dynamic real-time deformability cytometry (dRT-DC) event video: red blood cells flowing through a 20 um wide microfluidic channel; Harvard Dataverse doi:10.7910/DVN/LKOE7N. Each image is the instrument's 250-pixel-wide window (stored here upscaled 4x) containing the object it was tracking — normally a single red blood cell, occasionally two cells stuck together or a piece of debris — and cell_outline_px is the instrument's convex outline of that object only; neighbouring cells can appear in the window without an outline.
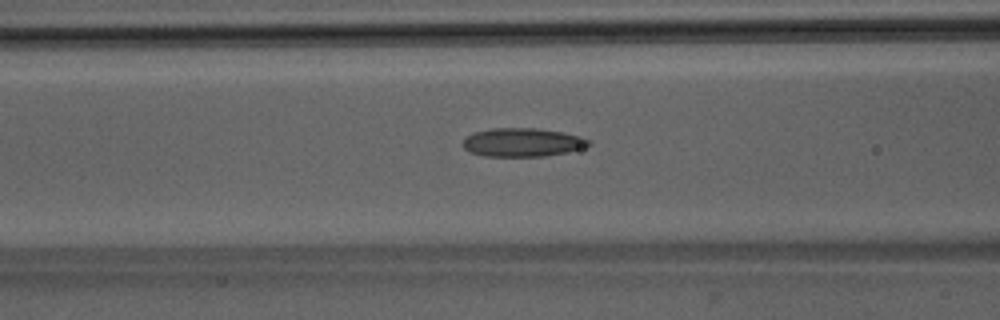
{"species": "Egyptian fruit bat (a non-hibernating species)", "species_latin": "Rousettus aegyptiacus", "temperature_condition": "room temperature", "stored_images_in_passage": 37, "camera_frame_rate_fps": 3000, "um_per_image_px": 0.085, "animal": {"sex": "male"}, "frame": {"image": 1, "passage_image": 7, "time_ms": 2.0, "image_size_px": [1000, 320], "cell_outline_px": [[592, 144], [580, 148], [564, 152], [544, 156], [484, 156], [468, 152], [464, 148], [464, 140], [472, 132], [492, 128], [536, 128], [560, 132], [580, 136], [592, 140]], "centroid_in_image_um": [44.39, 12.09], "position_along_channel_um": 122.2, "area_um2": 20.81}}
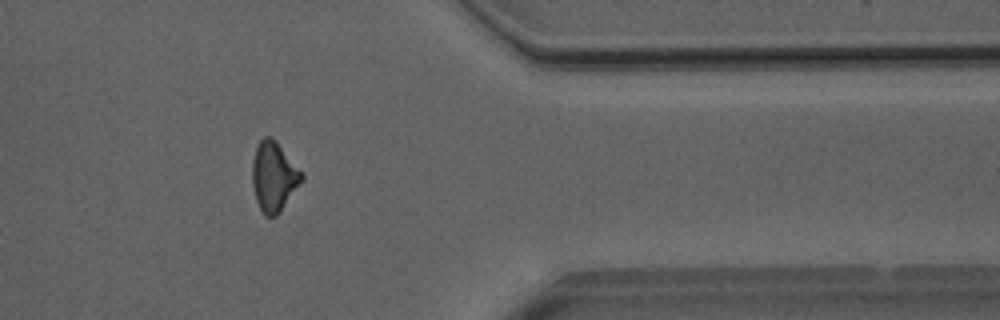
{"frame": {"image": 2, "passage_image": 28, "time_ms": 9.0, "image_size_px": [1000, 320], "cell_outline_px": [[304, 180], [280, 212], [276, 216], [264, 216], [256, 200], [252, 184], [252, 160], [256, 148], [260, 140], [264, 136], [272, 136], [276, 140], [304, 176]], "centroid_in_image_um": [23.27, 15.01], "position_along_channel_um": 388.1, "area_um2": 20.06}}
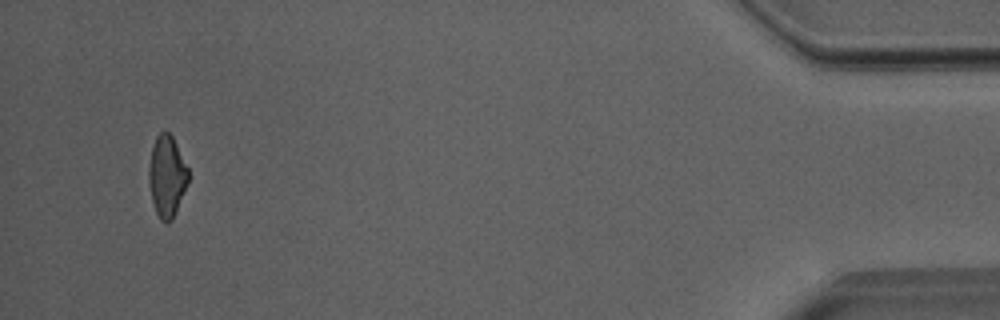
{"frame": {"image": 3, "passage_image": 35, "time_ms": 11.333, "image_size_px": [1000, 320], "cell_outline_px": [[188, 180], [176, 212], [172, 220], [168, 224], [160, 220], [156, 212], [152, 200], [148, 180], [148, 168], [152, 148], [156, 136], [160, 132], [168, 132], [172, 136], [188, 168]], "centroid_in_image_um": [14.17, 15.0], "position_along_channel_um": 421.0, "area_um2": 18.55}, "authors_computed_cell_mechanics": {"area_um2": 20.0566, "velocity_mm_per_s": 4.037, "shape_relaxation_time_tau1_ms": null, "shape_relaxation_time_tau2_ms": 4.148, "deformation_change_tau1": null, "deformation_change_tau2": 0.1529}}